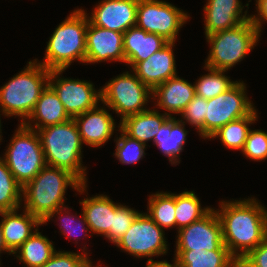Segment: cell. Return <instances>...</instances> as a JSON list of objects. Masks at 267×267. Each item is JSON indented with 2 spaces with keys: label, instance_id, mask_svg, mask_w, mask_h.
<instances>
[{
  "label": "cell",
  "instance_id": "obj_21",
  "mask_svg": "<svg viewBox=\"0 0 267 267\" xmlns=\"http://www.w3.org/2000/svg\"><path fill=\"white\" fill-rule=\"evenodd\" d=\"M168 43L155 33H148L137 26L130 27L123 33V51L125 64L131 69L140 61L146 60Z\"/></svg>",
  "mask_w": 267,
  "mask_h": 267
},
{
  "label": "cell",
  "instance_id": "obj_16",
  "mask_svg": "<svg viewBox=\"0 0 267 267\" xmlns=\"http://www.w3.org/2000/svg\"><path fill=\"white\" fill-rule=\"evenodd\" d=\"M175 42H168L146 60L138 62L132 71L152 91L168 79L177 76L174 56Z\"/></svg>",
  "mask_w": 267,
  "mask_h": 267
},
{
  "label": "cell",
  "instance_id": "obj_25",
  "mask_svg": "<svg viewBox=\"0 0 267 267\" xmlns=\"http://www.w3.org/2000/svg\"><path fill=\"white\" fill-rule=\"evenodd\" d=\"M79 202L90 232L104 236L112 226L113 213L118 203L104 194L87 197Z\"/></svg>",
  "mask_w": 267,
  "mask_h": 267
},
{
  "label": "cell",
  "instance_id": "obj_44",
  "mask_svg": "<svg viewBox=\"0 0 267 267\" xmlns=\"http://www.w3.org/2000/svg\"><path fill=\"white\" fill-rule=\"evenodd\" d=\"M90 267H102V266H100V265H96V266H94V264H92Z\"/></svg>",
  "mask_w": 267,
  "mask_h": 267
},
{
  "label": "cell",
  "instance_id": "obj_3",
  "mask_svg": "<svg viewBox=\"0 0 267 267\" xmlns=\"http://www.w3.org/2000/svg\"><path fill=\"white\" fill-rule=\"evenodd\" d=\"M88 14L77 8L51 34L43 61L34 59L48 70H66L77 60L85 63Z\"/></svg>",
  "mask_w": 267,
  "mask_h": 267
},
{
  "label": "cell",
  "instance_id": "obj_24",
  "mask_svg": "<svg viewBox=\"0 0 267 267\" xmlns=\"http://www.w3.org/2000/svg\"><path fill=\"white\" fill-rule=\"evenodd\" d=\"M171 116L161 126L159 133L154 137L156 145L164 156L169 158L171 165L180 164V153L184 150L188 131L185 123L179 118Z\"/></svg>",
  "mask_w": 267,
  "mask_h": 267
},
{
  "label": "cell",
  "instance_id": "obj_35",
  "mask_svg": "<svg viewBox=\"0 0 267 267\" xmlns=\"http://www.w3.org/2000/svg\"><path fill=\"white\" fill-rule=\"evenodd\" d=\"M140 211H136L133 208L126 206L125 204H118L115 207V212L113 213L112 226L109 231L104 235L111 243L116 244V242L127 232V230L132 225L133 221L137 217Z\"/></svg>",
  "mask_w": 267,
  "mask_h": 267
},
{
  "label": "cell",
  "instance_id": "obj_43",
  "mask_svg": "<svg viewBox=\"0 0 267 267\" xmlns=\"http://www.w3.org/2000/svg\"><path fill=\"white\" fill-rule=\"evenodd\" d=\"M0 115H2V114H0ZM2 124H1V118H0V143L2 142L1 140H2V129H1V126Z\"/></svg>",
  "mask_w": 267,
  "mask_h": 267
},
{
  "label": "cell",
  "instance_id": "obj_23",
  "mask_svg": "<svg viewBox=\"0 0 267 267\" xmlns=\"http://www.w3.org/2000/svg\"><path fill=\"white\" fill-rule=\"evenodd\" d=\"M169 117L165 113H159L155 107L154 109L149 108L124 118L119 122V128L129 137L146 145L148 141L154 140L161 126Z\"/></svg>",
  "mask_w": 267,
  "mask_h": 267
},
{
  "label": "cell",
  "instance_id": "obj_37",
  "mask_svg": "<svg viewBox=\"0 0 267 267\" xmlns=\"http://www.w3.org/2000/svg\"><path fill=\"white\" fill-rule=\"evenodd\" d=\"M83 250V251H82ZM81 253L71 251H56L53 256L40 267H90L93 263L89 259L86 245Z\"/></svg>",
  "mask_w": 267,
  "mask_h": 267
},
{
  "label": "cell",
  "instance_id": "obj_30",
  "mask_svg": "<svg viewBox=\"0 0 267 267\" xmlns=\"http://www.w3.org/2000/svg\"><path fill=\"white\" fill-rule=\"evenodd\" d=\"M147 214L161 228H175V193L156 192L149 195Z\"/></svg>",
  "mask_w": 267,
  "mask_h": 267
},
{
  "label": "cell",
  "instance_id": "obj_20",
  "mask_svg": "<svg viewBox=\"0 0 267 267\" xmlns=\"http://www.w3.org/2000/svg\"><path fill=\"white\" fill-rule=\"evenodd\" d=\"M3 211L0 216L3 239L8 251L13 254L36 230L42 222L28 211L23 209Z\"/></svg>",
  "mask_w": 267,
  "mask_h": 267
},
{
  "label": "cell",
  "instance_id": "obj_34",
  "mask_svg": "<svg viewBox=\"0 0 267 267\" xmlns=\"http://www.w3.org/2000/svg\"><path fill=\"white\" fill-rule=\"evenodd\" d=\"M117 127L121 133H119V137L114 139V142H116V150L115 153H113L114 156L122 164H136L146 155L145 149L148 148L146 147L148 145L129 137L119 128V126Z\"/></svg>",
  "mask_w": 267,
  "mask_h": 267
},
{
  "label": "cell",
  "instance_id": "obj_12",
  "mask_svg": "<svg viewBox=\"0 0 267 267\" xmlns=\"http://www.w3.org/2000/svg\"><path fill=\"white\" fill-rule=\"evenodd\" d=\"M63 72L65 70H50L49 86L71 118L100 106L101 89L97 91L94 84L87 80L63 78Z\"/></svg>",
  "mask_w": 267,
  "mask_h": 267
},
{
  "label": "cell",
  "instance_id": "obj_38",
  "mask_svg": "<svg viewBox=\"0 0 267 267\" xmlns=\"http://www.w3.org/2000/svg\"><path fill=\"white\" fill-rule=\"evenodd\" d=\"M246 158L252 161L267 159V132L262 129H250L244 147L241 151Z\"/></svg>",
  "mask_w": 267,
  "mask_h": 267
},
{
  "label": "cell",
  "instance_id": "obj_8",
  "mask_svg": "<svg viewBox=\"0 0 267 267\" xmlns=\"http://www.w3.org/2000/svg\"><path fill=\"white\" fill-rule=\"evenodd\" d=\"M131 72H123L100 88L101 103L115 111L120 121L147 110L145 106L152 99V90Z\"/></svg>",
  "mask_w": 267,
  "mask_h": 267
},
{
  "label": "cell",
  "instance_id": "obj_40",
  "mask_svg": "<svg viewBox=\"0 0 267 267\" xmlns=\"http://www.w3.org/2000/svg\"><path fill=\"white\" fill-rule=\"evenodd\" d=\"M256 11L257 14L250 15V21L258 29L261 36L262 24L267 23V0H257L256 1Z\"/></svg>",
  "mask_w": 267,
  "mask_h": 267
},
{
  "label": "cell",
  "instance_id": "obj_2",
  "mask_svg": "<svg viewBox=\"0 0 267 267\" xmlns=\"http://www.w3.org/2000/svg\"><path fill=\"white\" fill-rule=\"evenodd\" d=\"M68 186L80 194L88 187L71 172L46 165L22 187L23 209L43 222L56 209L65 206L64 195Z\"/></svg>",
  "mask_w": 267,
  "mask_h": 267
},
{
  "label": "cell",
  "instance_id": "obj_13",
  "mask_svg": "<svg viewBox=\"0 0 267 267\" xmlns=\"http://www.w3.org/2000/svg\"><path fill=\"white\" fill-rule=\"evenodd\" d=\"M177 232L176 250H229L223 243L222 226L215 208Z\"/></svg>",
  "mask_w": 267,
  "mask_h": 267
},
{
  "label": "cell",
  "instance_id": "obj_42",
  "mask_svg": "<svg viewBox=\"0 0 267 267\" xmlns=\"http://www.w3.org/2000/svg\"><path fill=\"white\" fill-rule=\"evenodd\" d=\"M3 252L9 253V255H11V253L8 251L7 247L5 246V242H4V239H3V233H2V227H1V224H0V255ZM0 265H1V261H0Z\"/></svg>",
  "mask_w": 267,
  "mask_h": 267
},
{
  "label": "cell",
  "instance_id": "obj_9",
  "mask_svg": "<svg viewBox=\"0 0 267 267\" xmlns=\"http://www.w3.org/2000/svg\"><path fill=\"white\" fill-rule=\"evenodd\" d=\"M116 247L136 258H147V263L154 261L153 256L166 255L168 245L164 229L157 225L146 213H139L127 232L116 242ZM150 257V258H149Z\"/></svg>",
  "mask_w": 267,
  "mask_h": 267
},
{
  "label": "cell",
  "instance_id": "obj_5",
  "mask_svg": "<svg viewBox=\"0 0 267 267\" xmlns=\"http://www.w3.org/2000/svg\"><path fill=\"white\" fill-rule=\"evenodd\" d=\"M46 164L65 169L87 184V167L83 166L82 148L78 126L73 118L37 130Z\"/></svg>",
  "mask_w": 267,
  "mask_h": 267
},
{
  "label": "cell",
  "instance_id": "obj_19",
  "mask_svg": "<svg viewBox=\"0 0 267 267\" xmlns=\"http://www.w3.org/2000/svg\"><path fill=\"white\" fill-rule=\"evenodd\" d=\"M195 96L194 83L179 76L172 77L158 85L152 91V99L157 109L165 110V114L179 115ZM157 100V101H156Z\"/></svg>",
  "mask_w": 267,
  "mask_h": 267
},
{
  "label": "cell",
  "instance_id": "obj_18",
  "mask_svg": "<svg viewBox=\"0 0 267 267\" xmlns=\"http://www.w3.org/2000/svg\"><path fill=\"white\" fill-rule=\"evenodd\" d=\"M240 0H207L203 7L205 36L232 29L248 21L250 15ZM244 13V14H243Z\"/></svg>",
  "mask_w": 267,
  "mask_h": 267
},
{
  "label": "cell",
  "instance_id": "obj_28",
  "mask_svg": "<svg viewBox=\"0 0 267 267\" xmlns=\"http://www.w3.org/2000/svg\"><path fill=\"white\" fill-rule=\"evenodd\" d=\"M257 114V109H254L248 116L227 123L215 132L210 140L219 138L226 148L241 152L250 131L249 126L258 120Z\"/></svg>",
  "mask_w": 267,
  "mask_h": 267
},
{
  "label": "cell",
  "instance_id": "obj_26",
  "mask_svg": "<svg viewBox=\"0 0 267 267\" xmlns=\"http://www.w3.org/2000/svg\"><path fill=\"white\" fill-rule=\"evenodd\" d=\"M177 267H239V261L229 250H175Z\"/></svg>",
  "mask_w": 267,
  "mask_h": 267
},
{
  "label": "cell",
  "instance_id": "obj_6",
  "mask_svg": "<svg viewBox=\"0 0 267 267\" xmlns=\"http://www.w3.org/2000/svg\"><path fill=\"white\" fill-rule=\"evenodd\" d=\"M260 37L258 29L250 19L232 29L205 36L210 50L204 66L228 71L248 56Z\"/></svg>",
  "mask_w": 267,
  "mask_h": 267
},
{
  "label": "cell",
  "instance_id": "obj_4",
  "mask_svg": "<svg viewBox=\"0 0 267 267\" xmlns=\"http://www.w3.org/2000/svg\"><path fill=\"white\" fill-rule=\"evenodd\" d=\"M50 70L31 60L22 71L0 87V112L4 117H22L23 124L49 85Z\"/></svg>",
  "mask_w": 267,
  "mask_h": 267
},
{
  "label": "cell",
  "instance_id": "obj_39",
  "mask_svg": "<svg viewBox=\"0 0 267 267\" xmlns=\"http://www.w3.org/2000/svg\"><path fill=\"white\" fill-rule=\"evenodd\" d=\"M239 267H267V236L239 261Z\"/></svg>",
  "mask_w": 267,
  "mask_h": 267
},
{
  "label": "cell",
  "instance_id": "obj_11",
  "mask_svg": "<svg viewBox=\"0 0 267 267\" xmlns=\"http://www.w3.org/2000/svg\"><path fill=\"white\" fill-rule=\"evenodd\" d=\"M190 15L173 4L160 0H139L136 26L155 33L168 42H176L179 30Z\"/></svg>",
  "mask_w": 267,
  "mask_h": 267
},
{
  "label": "cell",
  "instance_id": "obj_36",
  "mask_svg": "<svg viewBox=\"0 0 267 267\" xmlns=\"http://www.w3.org/2000/svg\"><path fill=\"white\" fill-rule=\"evenodd\" d=\"M179 115H181V121L185 124L187 122L192 127L195 126L199 136L205 138L206 99L195 95Z\"/></svg>",
  "mask_w": 267,
  "mask_h": 267
},
{
  "label": "cell",
  "instance_id": "obj_29",
  "mask_svg": "<svg viewBox=\"0 0 267 267\" xmlns=\"http://www.w3.org/2000/svg\"><path fill=\"white\" fill-rule=\"evenodd\" d=\"M175 220L177 231L207 215L213 208L202 207L194 191L175 194Z\"/></svg>",
  "mask_w": 267,
  "mask_h": 267
},
{
  "label": "cell",
  "instance_id": "obj_41",
  "mask_svg": "<svg viewBox=\"0 0 267 267\" xmlns=\"http://www.w3.org/2000/svg\"><path fill=\"white\" fill-rule=\"evenodd\" d=\"M146 267H177V265L175 264V262L173 264H170L167 260H162L161 262H146Z\"/></svg>",
  "mask_w": 267,
  "mask_h": 267
},
{
  "label": "cell",
  "instance_id": "obj_32",
  "mask_svg": "<svg viewBox=\"0 0 267 267\" xmlns=\"http://www.w3.org/2000/svg\"><path fill=\"white\" fill-rule=\"evenodd\" d=\"M22 186L16 181L7 167L4 159L0 157V214L21 208Z\"/></svg>",
  "mask_w": 267,
  "mask_h": 267
},
{
  "label": "cell",
  "instance_id": "obj_22",
  "mask_svg": "<svg viewBox=\"0 0 267 267\" xmlns=\"http://www.w3.org/2000/svg\"><path fill=\"white\" fill-rule=\"evenodd\" d=\"M70 119L71 117L65 111L64 105L59 100L57 94L48 85L23 125L37 131L41 128L67 122Z\"/></svg>",
  "mask_w": 267,
  "mask_h": 267
},
{
  "label": "cell",
  "instance_id": "obj_27",
  "mask_svg": "<svg viewBox=\"0 0 267 267\" xmlns=\"http://www.w3.org/2000/svg\"><path fill=\"white\" fill-rule=\"evenodd\" d=\"M52 241L36 229L35 232L12 254L23 267H40L56 252Z\"/></svg>",
  "mask_w": 267,
  "mask_h": 267
},
{
  "label": "cell",
  "instance_id": "obj_15",
  "mask_svg": "<svg viewBox=\"0 0 267 267\" xmlns=\"http://www.w3.org/2000/svg\"><path fill=\"white\" fill-rule=\"evenodd\" d=\"M138 1L101 0L88 19L95 26L125 33L136 26Z\"/></svg>",
  "mask_w": 267,
  "mask_h": 267
},
{
  "label": "cell",
  "instance_id": "obj_10",
  "mask_svg": "<svg viewBox=\"0 0 267 267\" xmlns=\"http://www.w3.org/2000/svg\"><path fill=\"white\" fill-rule=\"evenodd\" d=\"M246 83L237 81L226 92L206 100L205 139L227 123L248 116L254 109L247 97Z\"/></svg>",
  "mask_w": 267,
  "mask_h": 267
},
{
  "label": "cell",
  "instance_id": "obj_14",
  "mask_svg": "<svg viewBox=\"0 0 267 267\" xmlns=\"http://www.w3.org/2000/svg\"><path fill=\"white\" fill-rule=\"evenodd\" d=\"M105 61L125 63L123 33L95 26L88 19L85 63Z\"/></svg>",
  "mask_w": 267,
  "mask_h": 267
},
{
  "label": "cell",
  "instance_id": "obj_7",
  "mask_svg": "<svg viewBox=\"0 0 267 267\" xmlns=\"http://www.w3.org/2000/svg\"><path fill=\"white\" fill-rule=\"evenodd\" d=\"M2 156L16 181L23 187L47 164L36 130L19 124Z\"/></svg>",
  "mask_w": 267,
  "mask_h": 267
},
{
  "label": "cell",
  "instance_id": "obj_33",
  "mask_svg": "<svg viewBox=\"0 0 267 267\" xmlns=\"http://www.w3.org/2000/svg\"><path fill=\"white\" fill-rule=\"evenodd\" d=\"M69 210H70V208H68L66 206H63V207L56 209L42 222V224H47L48 221L52 220V218H55V216L57 215V220H59V221L61 220L60 225L62 224L61 226L59 225L60 230H61L60 233H62L67 238H70L71 236H72V238L75 237L76 238L75 243L78 244L77 241L80 239L77 236L78 235L81 236V234L84 235V238L87 236L88 237L91 236V235H87L88 232H90L89 231L90 229H89V226L87 225L85 216L82 212H81V215L78 216V218H77V216H76L77 214L75 213V215H73V214L70 215L71 212ZM61 215H63V216H61ZM74 223H75V225H74Z\"/></svg>",
  "mask_w": 267,
  "mask_h": 267
},
{
  "label": "cell",
  "instance_id": "obj_31",
  "mask_svg": "<svg viewBox=\"0 0 267 267\" xmlns=\"http://www.w3.org/2000/svg\"><path fill=\"white\" fill-rule=\"evenodd\" d=\"M208 71L207 74L202 75L196 82L195 95L203 97L206 100L216 97L219 94L226 92L236 82L225 75L226 70H215L204 66Z\"/></svg>",
  "mask_w": 267,
  "mask_h": 267
},
{
  "label": "cell",
  "instance_id": "obj_1",
  "mask_svg": "<svg viewBox=\"0 0 267 267\" xmlns=\"http://www.w3.org/2000/svg\"><path fill=\"white\" fill-rule=\"evenodd\" d=\"M216 213L222 226V239L240 261L267 236V208L254 197L220 201Z\"/></svg>",
  "mask_w": 267,
  "mask_h": 267
},
{
  "label": "cell",
  "instance_id": "obj_17",
  "mask_svg": "<svg viewBox=\"0 0 267 267\" xmlns=\"http://www.w3.org/2000/svg\"><path fill=\"white\" fill-rule=\"evenodd\" d=\"M107 107H96L75 116V120L82 144L93 148H99L112 137L114 130L117 131L116 122Z\"/></svg>",
  "mask_w": 267,
  "mask_h": 267
}]
</instances>
